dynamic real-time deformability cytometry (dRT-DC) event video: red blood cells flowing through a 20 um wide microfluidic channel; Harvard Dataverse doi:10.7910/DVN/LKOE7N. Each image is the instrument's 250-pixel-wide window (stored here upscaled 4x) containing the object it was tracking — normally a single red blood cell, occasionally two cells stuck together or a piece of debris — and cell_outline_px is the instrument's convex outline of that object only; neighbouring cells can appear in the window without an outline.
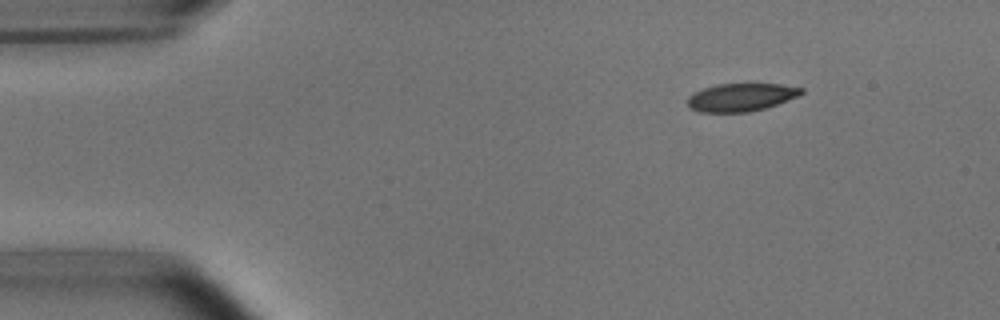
{"species": "common noctule bat (a hibernating species)", "species_latin": "Nyctalus noctula", "temperature_condition": "room temperature", "stored_images_in_passage": 46, "camera_frame_rate_fps": 3000, "um_per_image_px": 0.085, "animal": {"sex": "male", "body_mass_g": 15.6}, "frame": {"image": 1, "passage_image": 1, "time_ms": 0.0, "image_size_px": [1000, 320], "cell_outline_px": [[804, 92], [800, 96], [764, 108], [748, 112], [700, 112], [688, 108], [688, 96], [692, 92], [716, 84], [780, 84], [804, 88]], "centroid_in_image_um": [62.98, 8.26], "position_along_channel_um": 22.0, "area_um2": 18.61}}
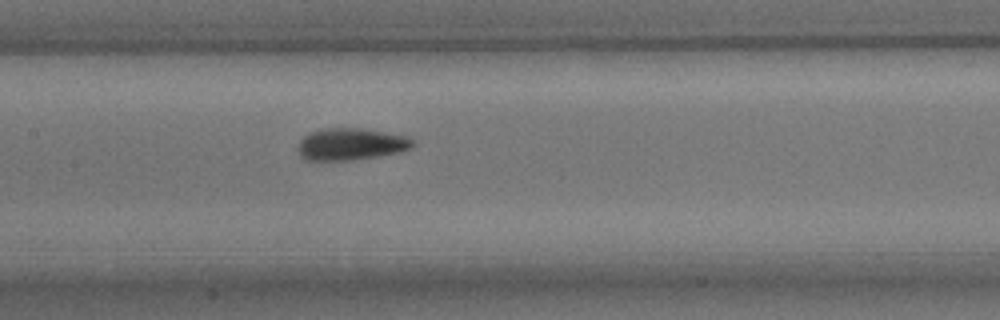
{"frame": {"image": 2, "passage_image": 19, "time_ms": 6.0, "image_size_px": [1000, 320], "cell_outline_px": [[416, 144], [400, 152], [352, 160], [304, 160], [300, 156], [300, 140], [304, 136], [320, 128], [364, 128], [404, 136], [412, 140]], "centroid_in_image_um": [29.81, 12.25], "position_along_channel_um": 177.6, "area_um2": 21.1}}
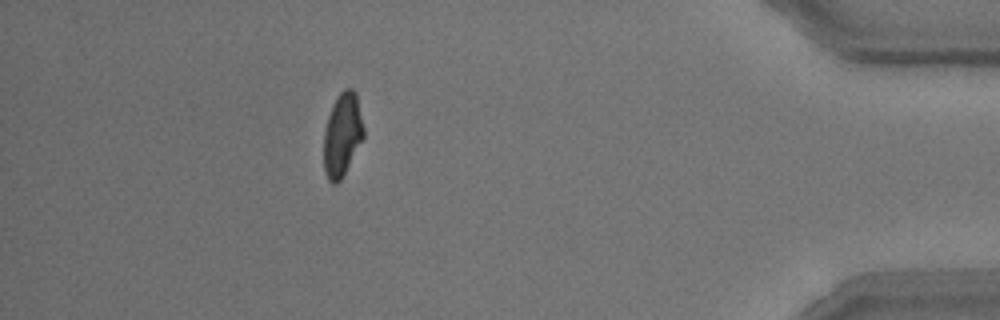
{"frame": {"image": 3, "passage_image": 41, "time_ms": 13.333, "image_size_px": [1000, 320], "cell_outline_px": [[364, 136], [340, 180], [336, 184], [332, 184], [328, 180], [324, 172], [324, 132], [328, 116], [332, 104], [340, 92], [344, 88], [352, 88], [356, 92], [364, 128]], "centroid_in_image_um": [29.08, 11.42], "position_along_channel_um": 406.1, "area_um2": 19.25}, "authors_computed_cell_mechanics": {"area_um2": 20.0566, "velocity_mm_per_s": 3.8037, "shape_relaxation_time_tau1_ms": 2.6574, "shape_relaxation_time_tau2_ms": 1.4083, "deformation_change_tau1": 0.1478, "deformation_change_tau2": 0.0848}}